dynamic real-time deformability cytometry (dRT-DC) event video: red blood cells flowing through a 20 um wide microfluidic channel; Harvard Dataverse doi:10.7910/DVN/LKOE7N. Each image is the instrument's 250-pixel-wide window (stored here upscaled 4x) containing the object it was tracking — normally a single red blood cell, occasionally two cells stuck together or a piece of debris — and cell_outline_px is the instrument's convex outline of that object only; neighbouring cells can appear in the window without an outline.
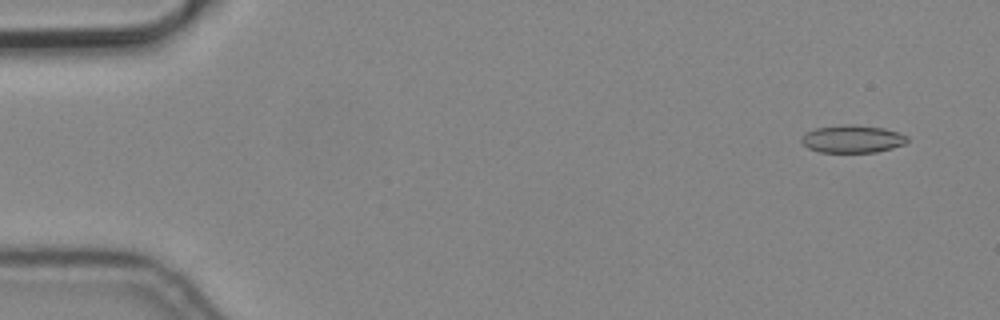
{"species": "common noctule bat (a hibernating species)", "species_latin": "Nyctalus noctula", "temperature_condition": "cold", "stored_images_in_passage": 6, "camera_frame_rate_fps": 3000, "um_per_image_px": 0.085, "animal": {"sex": "male", "body_mass_g": 19.2, "forearm_length_mm": 51.8}, "frame": {"image": 1, "passage_image": 2, "time_ms": 0.333, "image_size_px": [1000, 320], "cell_outline_px": [[908, 140], [904, 144], [892, 148], [876, 152], [820, 152], [808, 148], [800, 140], [808, 132], [816, 128], [844, 124], [852, 124], [884, 128], [900, 132], [908, 136]], "centroid_in_image_um": [72.5, 11.81], "position_along_channel_um": 12.5, "area_um2": 16.99}}
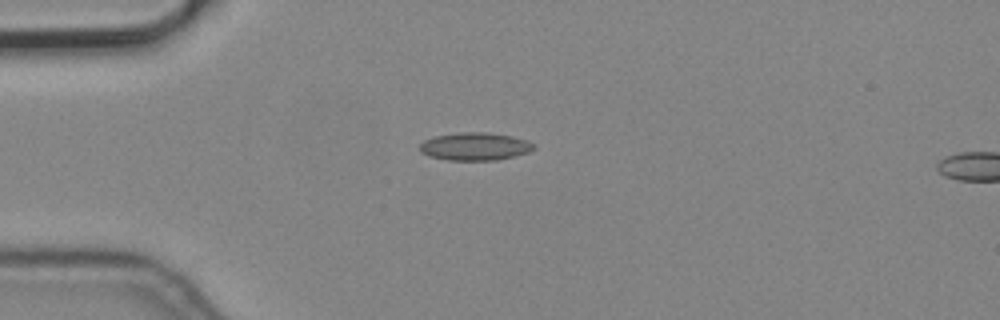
{"frame": {"image": 2, "passage_image": 5, "time_ms": 1.333, "image_size_px": [1000, 320], "cell_outline_px": [[536, 148], [528, 152], [496, 160], [448, 160], [428, 156], [420, 152], [420, 144], [424, 140], [436, 136], [460, 132], [488, 132], [512, 136], [528, 140], [536, 144]], "centroid_in_image_um": [40.39, 12.44], "position_along_channel_um": 44.6, "area_um2": 18.55}}